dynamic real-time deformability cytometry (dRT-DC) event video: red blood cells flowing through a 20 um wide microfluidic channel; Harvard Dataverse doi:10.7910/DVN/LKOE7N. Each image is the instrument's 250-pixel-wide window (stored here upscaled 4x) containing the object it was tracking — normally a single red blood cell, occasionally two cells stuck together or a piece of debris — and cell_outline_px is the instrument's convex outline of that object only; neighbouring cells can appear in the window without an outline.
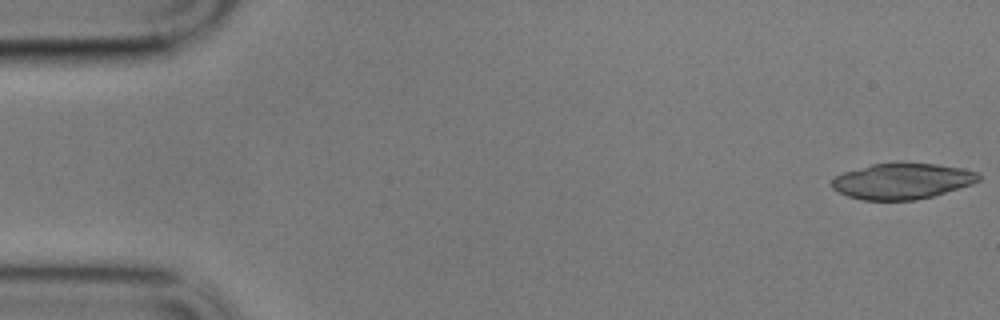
{"species": "common noctule bat (a hibernating species)", "species_latin": "Nyctalus noctula", "temperature_condition": "cold", "stored_images_in_passage": 58, "camera_frame_rate_fps": 3000, "um_per_image_px": 0.085, "animal": {"sex": "male", "body_mass_g": 17.9}, "frame": {"image": 1, "passage_image": 1, "time_ms": 0.0, "image_size_px": [1000, 320], "cell_outline_px": [[980, 180], [972, 184], [932, 196], [916, 200], [860, 200], [848, 196], [832, 188], [832, 180], [836, 176], [844, 172], [872, 164], [936, 164], [960, 168], [980, 172]], "centroid_in_image_um": [76.69, 15.41], "position_along_channel_um": 8.3, "area_um2": 30.23}}